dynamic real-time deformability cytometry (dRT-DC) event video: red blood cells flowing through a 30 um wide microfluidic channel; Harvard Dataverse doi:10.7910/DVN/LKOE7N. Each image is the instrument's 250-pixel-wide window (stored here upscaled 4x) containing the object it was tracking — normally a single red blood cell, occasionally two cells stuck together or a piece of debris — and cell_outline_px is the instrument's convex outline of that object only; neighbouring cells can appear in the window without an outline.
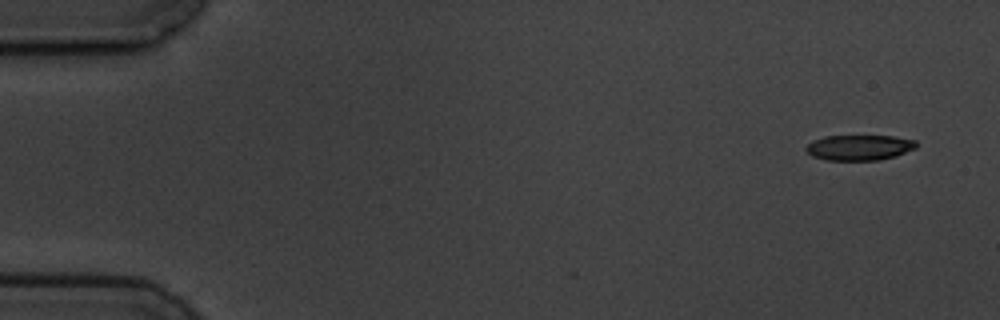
{"species": "common noctule bat (a hibernating species)", "species_latin": "Nyctalus noctula", "temperature_condition": "cold", "stored_images_in_passage": 4, "camera_frame_rate_fps": 3000, "um_per_image_px": 0.085, "animal": {"sex": "male", "body_mass_g": 19.5, "forearm_length_mm": 54.6}, "frame": {"image": 1, "passage_image": 1, "time_ms": 0.0, "image_size_px": [1000, 320], "cell_outline_px": [[916, 148], [896, 156], [880, 160], [824, 160], [812, 156], [804, 148], [812, 140], [824, 136], [892, 136], [916, 140]], "centroid_in_image_um": [73.02, 12.54], "position_along_channel_um": 12.0, "area_um2": 16.42}}
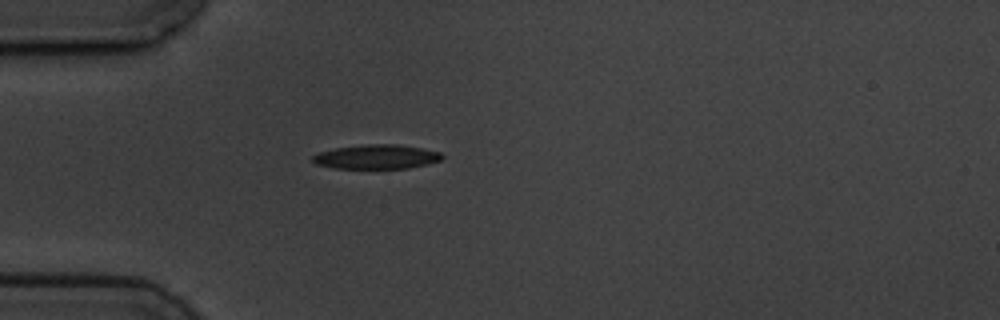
{"frame": {"image": 2, "passage_image": 4, "time_ms": 4.333, "image_size_px": [1000, 320], "cell_outline_px": [[444, 156], [440, 160], [428, 164], [408, 168], [332, 168], [316, 164], [312, 160], [312, 156], [320, 152], [336, 148], [368, 144], [396, 144], [424, 148], [440, 152]], "centroid_in_image_um": [32.03, 13.32], "position_along_channel_um": 53.0, "area_um2": 18.26}}